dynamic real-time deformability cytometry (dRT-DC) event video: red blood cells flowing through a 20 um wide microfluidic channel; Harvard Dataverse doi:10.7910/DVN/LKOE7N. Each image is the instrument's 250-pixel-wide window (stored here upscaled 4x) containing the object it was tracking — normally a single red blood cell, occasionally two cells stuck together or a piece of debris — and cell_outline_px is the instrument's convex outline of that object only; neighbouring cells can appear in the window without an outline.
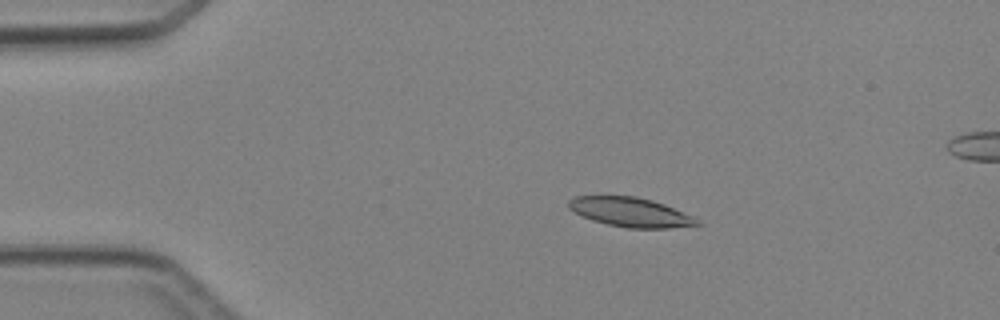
{"species": "Egyptian fruit bat (a non-hibernating species)", "species_latin": "Rousettus aegyptiacus", "temperature_condition": "cold", "stored_images_in_passage": 4, "camera_frame_rate_fps": 3000, "um_per_image_px": 0.085, "animal": {"sex": "female"}, "frame": {"image": 1, "passage_image": 2, "time_ms": 1.333, "image_size_px": [1000, 320], "cell_outline_px": [[700, 224], [668, 228], [628, 228], [608, 224], [592, 220], [568, 208], [568, 200], [576, 196], [636, 196], [652, 200], [664, 204], [692, 216], [700, 220]], "centroid_in_image_um": [53.58, 18.03], "position_along_channel_um": 31.4, "area_um2": 21.68}}